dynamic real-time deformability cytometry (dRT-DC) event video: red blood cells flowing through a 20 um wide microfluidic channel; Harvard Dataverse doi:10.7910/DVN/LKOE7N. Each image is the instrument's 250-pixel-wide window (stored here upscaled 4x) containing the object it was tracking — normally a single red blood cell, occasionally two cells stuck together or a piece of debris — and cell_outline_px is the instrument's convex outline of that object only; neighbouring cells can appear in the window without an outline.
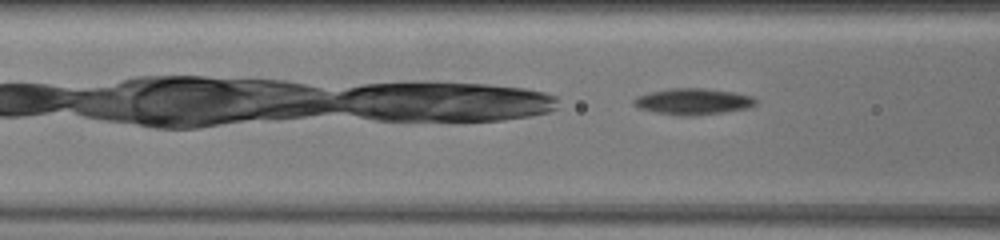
{"species": "common noctule bat (a hibernating species)", "species_latin": "Nyctalus noctula", "temperature_condition": "warm", "stored_images_in_passage": 38, "camera_frame_rate_fps": 3000, "um_per_image_px": 0.085, "animal": {"sex": "female", "body_mass_g": 19.5, "forearm_length_mm": 54.1}, "frame": {"image": 1, "passage_image": 11, "time_ms": 3.333, "image_size_px": [1000, 240], "cell_outline_px": [[756, 104], [748, 108], [724, 112], [692, 116], [680, 116], [656, 112], [640, 108], [632, 104], [632, 100], [636, 96], [652, 92], [672, 88], [700, 88], [732, 92], [752, 96], [756, 100]], "centroid_in_image_um": [58.89, 8.63], "position_along_channel_um": 107.7, "area_um2": 18.5}}
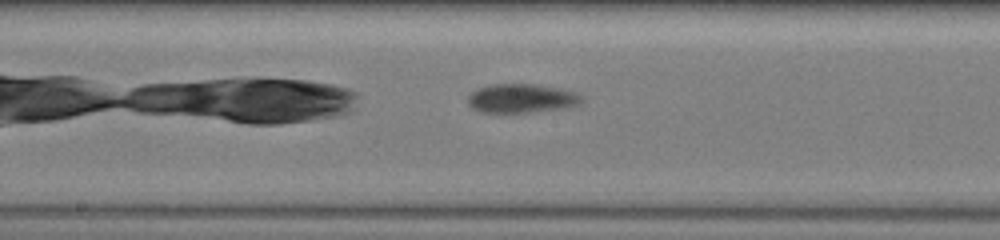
{"frame": {"image": 2, "passage_image": 20, "time_ms": 6.333, "image_size_px": [1000, 240], "cell_outline_px": [[580, 100], [576, 104], [560, 108], [528, 112], [480, 112], [472, 108], [468, 104], [468, 96], [472, 92], [480, 88], [492, 84], [532, 84], [572, 92], [580, 96]], "centroid_in_image_um": [44.2, 8.36], "position_along_channel_um": 204.0, "area_um2": 18.38}}
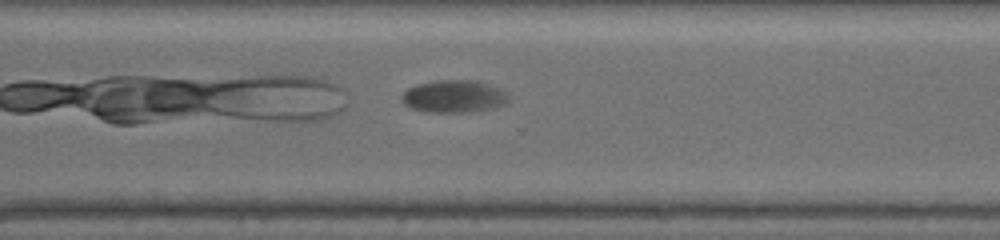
{"frame": {"image": 3, "passage_image": 32, "time_ms": 10.333, "image_size_px": [1000, 240], "cell_outline_px": [[508, 100], [492, 108], [464, 112], [428, 112], [412, 108], [404, 104], [400, 96], [408, 88], [416, 84], [436, 80], [468, 80], [488, 84], [504, 92]], "centroid_in_image_um": [38.48, 8.19], "position_along_channel_um": 332.1, "area_um2": 19.71}, "authors_computed_cell_mechanics": {"area_um2": 18.5249, "velocity_mm_per_s": 3.2117, "shape_relaxation_time_tau1_ms": 11.3322, "shape_relaxation_time_tau2_ms": null, "deformation_change_tau1": 0.2565, "deformation_change_tau2": null}}